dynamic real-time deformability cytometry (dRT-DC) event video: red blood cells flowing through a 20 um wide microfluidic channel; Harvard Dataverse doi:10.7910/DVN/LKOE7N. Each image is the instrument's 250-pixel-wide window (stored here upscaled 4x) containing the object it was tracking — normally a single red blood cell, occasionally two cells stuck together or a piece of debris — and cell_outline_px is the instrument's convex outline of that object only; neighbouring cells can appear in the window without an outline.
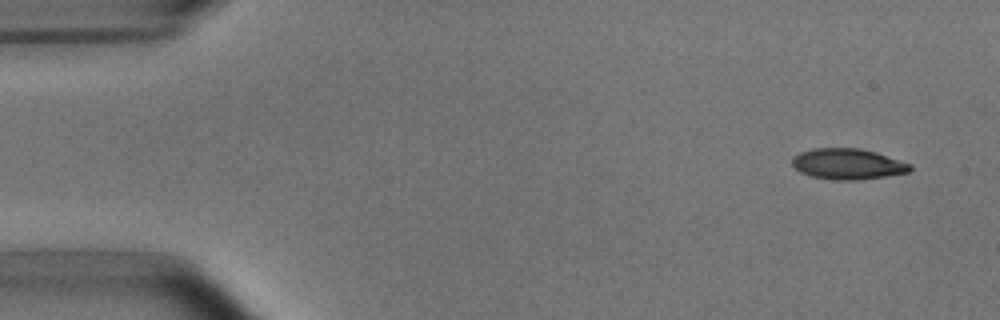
{"species": "common noctule bat (a hibernating species)", "species_latin": "Nyctalus noctula", "temperature_condition": "room temperature", "stored_images_in_passage": 8, "camera_frame_rate_fps": 3000, "um_per_image_px": 0.085, "animal": {"sex": "male", "body_mass_g": 15.6}, "frame": {"image": 1, "passage_image": 1, "time_ms": 0.0, "image_size_px": [1000, 320], "cell_outline_px": [[912, 168], [908, 172], [884, 176], [856, 180], [836, 180], [812, 176], [800, 172], [792, 164], [792, 156], [800, 152], [812, 148], [860, 148], [876, 152], [912, 164]], "centroid_in_image_um": [72.04, 13.93], "position_along_channel_um": 13.0, "area_um2": 21.1}}
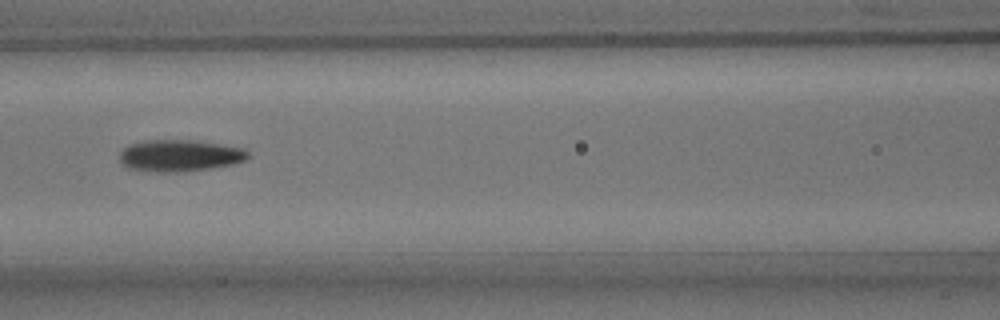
{"frame": {"image": 2, "passage_image": 6, "time_ms": 6.667, "image_size_px": [1000, 320], "cell_outline_px": [[248, 156], [244, 160], [232, 164], [212, 168], [180, 172], [156, 172], [128, 168], [120, 160], [120, 148], [128, 144], [144, 140], [192, 140], [244, 148], [248, 152]], "centroid_in_image_um": [15.22, 13.22], "position_along_channel_um": 151.4, "area_um2": 23.76}}
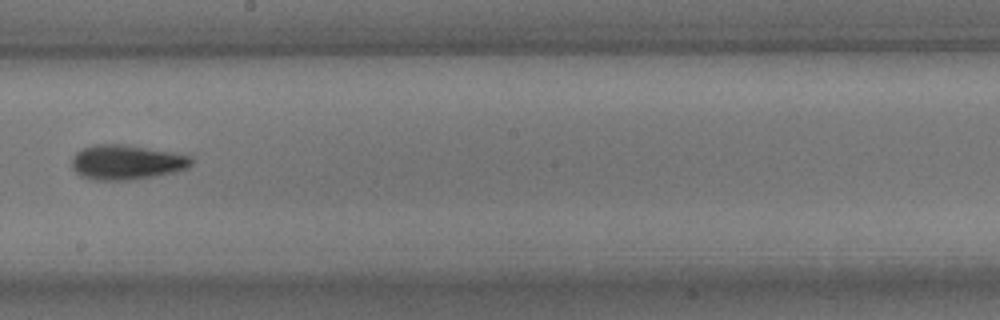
{"frame": {"image": 3, "passage_image": 8, "time_ms": 9.0, "image_size_px": [1000, 320], "cell_outline_px": [[192, 164], [188, 168], [156, 176], [128, 180], [96, 180], [80, 176], [72, 168], [72, 156], [76, 152], [84, 148], [96, 144], [124, 144], [172, 152], [192, 156]], "centroid_in_image_um": [10.75, 13.79], "position_along_channel_um": 237.5, "area_um2": 24.22}}